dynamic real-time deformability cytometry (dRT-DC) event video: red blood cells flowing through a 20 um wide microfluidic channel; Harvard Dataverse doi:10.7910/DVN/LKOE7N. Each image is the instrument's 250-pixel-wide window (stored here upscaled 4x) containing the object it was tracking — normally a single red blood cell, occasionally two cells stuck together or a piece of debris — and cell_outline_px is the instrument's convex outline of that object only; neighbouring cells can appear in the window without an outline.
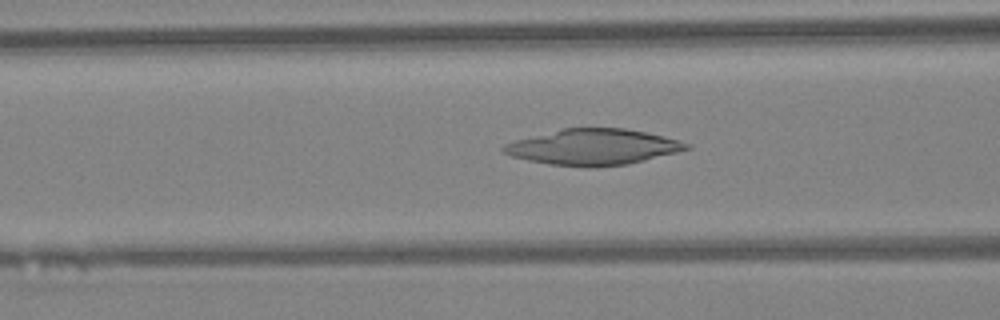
{"species": "Egyptian fruit bat (a non-hibernating species)", "species_latin": "Rousettus aegyptiacus", "temperature_condition": "warm", "stored_images_in_passage": 46, "camera_frame_rate_fps": 3000, "um_per_image_px": 0.085, "animal": {"sex": "female"}, "frame": {"image": 1, "passage_image": 18, "time_ms": 5.667, "image_size_px": [1000, 320], "cell_outline_px": [[692, 148], [628, 164], [596, 168], [588, 168], [548, 164], [528, 160], [512, 156], [504, 152], [500, 148], [504, 144], [516, 140], [564, 128], [624, 128], [644, 132], [676, 140], [688, 144]], "centroid_in_image_um": [50.38, 12.51], "position_along_channel_um": 116.2, "area_um2": 37.86}}
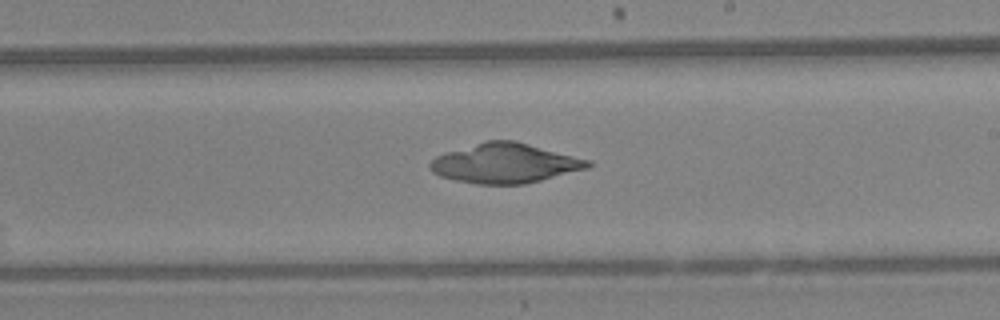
{"frame": {"image": 2, "passage_image": 27, "time_ms": 8.667, "image_size_px": [1000, 320], "cell_outline_px": [[592, 164], [588, 168], [524, 184], [476, 184], [456, 180], [440, 176], [432, 172], [428, 168], [428, 164], [436, 156], [444, 152], [488, 140], [512, 140], [592, 160]], "centroid_in_image_um": [42.9, 13.88], "position_along_channel_um": 246.1, "area_um2": 36.3}}
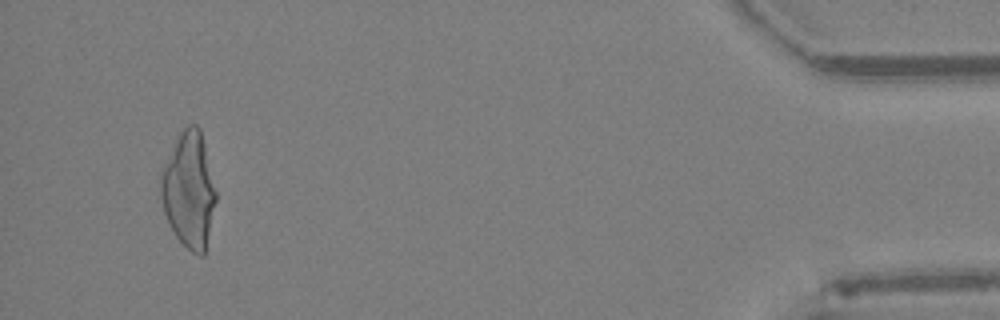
{"frame": {"image": 3, "passage_image": 44, "time_ms": 14.333, "image_size_px": [1000, 320], "cell_outline_px": [[216, 200], [204, 256], [200, 256], [192, 252], [176, 236], [164, 212], [160, 200], [160, 168], [180, 132], [188, 124], [196, 124], [200, 128], [216, 192]], "centroid_in_image_um": [16.03, 16.13], "position_along_channel_um": 419.2, "area_um2": 37.05}}